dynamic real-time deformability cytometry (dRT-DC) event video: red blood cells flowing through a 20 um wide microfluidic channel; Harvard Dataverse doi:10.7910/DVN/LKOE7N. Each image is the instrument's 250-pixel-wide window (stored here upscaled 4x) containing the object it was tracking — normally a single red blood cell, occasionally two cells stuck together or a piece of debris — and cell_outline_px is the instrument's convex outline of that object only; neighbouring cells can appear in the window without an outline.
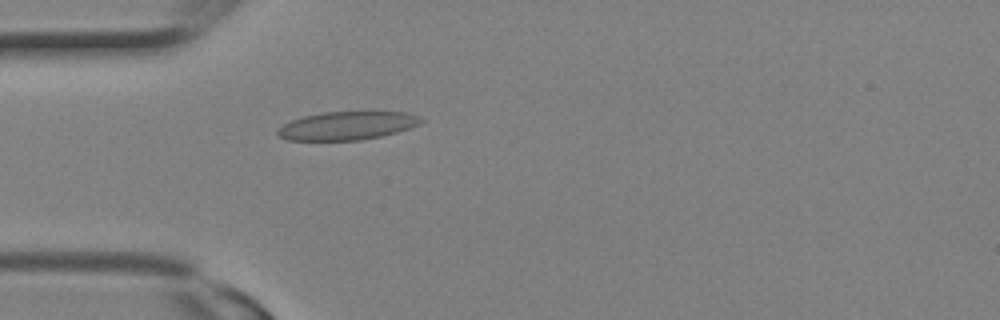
{"species": "Egyptian fruit bat (a non-hibernating species)", "species_latin": "Rousettus aegyptiacus", "temperature_condition": "room temperature", "stored_images_in_passage": 2, "camera_frame_rate_fps": 3000, "um_per_image_px": 0.085, "animal": {"sex": "female"}, "frame": {"image": 1, "passage_image": 2, "time_ms": 0.333, "image_size_px": [1000, 320], "cell_outline_px": [[424, 120], [420, 124], [396, 132], [380, 136], [360, 140], [288, 140], [276, 136], [276, 132], [284, 124], [292, 120], [304, 116], [324, 112], [408, 112]], "centroid_in_image_um": [29.48, 10.68], "position_along_channel_um": 55.5, "area_um2": 23.41}}